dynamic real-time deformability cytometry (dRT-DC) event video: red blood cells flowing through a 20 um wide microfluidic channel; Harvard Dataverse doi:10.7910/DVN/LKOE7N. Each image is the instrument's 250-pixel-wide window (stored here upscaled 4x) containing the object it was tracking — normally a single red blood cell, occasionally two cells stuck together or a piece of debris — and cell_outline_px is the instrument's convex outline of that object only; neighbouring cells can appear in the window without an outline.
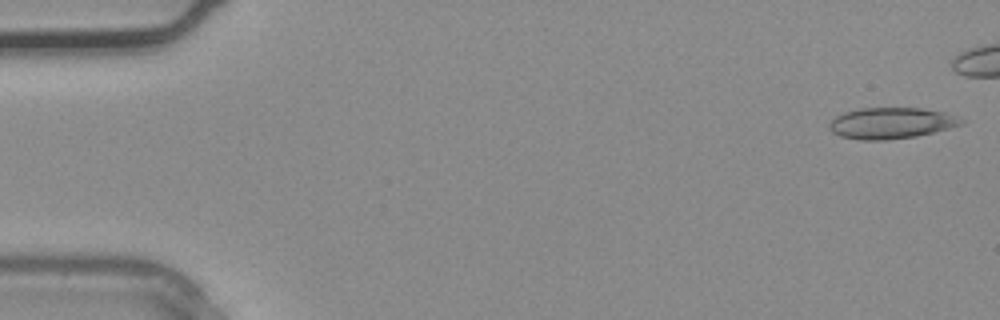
{"species": "common noctule bat (a hibernating species)", "species_latin": "Nyctalus noctula", "temperature_condition": "warm", "stored_images_in_passage": 4, "segment_of_instrument_passage": [2, 2], "camera_frame_rate_fps": 3000, "um_per_image_px": 0.085, "animal": {"sex": "male", "body_mass_g": 20.4}, "frame": {"image": 1, "passage_image": 4, "time_ms": 1.0, "image_size_px": [1000, 320], "cell_outline_px": [[964, 124], [916, 136], [884, 140], [860, 140], [840, 136], [832, 132], [828, 128], [828, 124], [836, 116], [844, 112], [860, 108], [920, 108], [948, 112], [964, 120]], "centroid_in_image_um": [75.74, 10.46], "position_along_channel_um": 9.3, "area_um2": 23.99}}